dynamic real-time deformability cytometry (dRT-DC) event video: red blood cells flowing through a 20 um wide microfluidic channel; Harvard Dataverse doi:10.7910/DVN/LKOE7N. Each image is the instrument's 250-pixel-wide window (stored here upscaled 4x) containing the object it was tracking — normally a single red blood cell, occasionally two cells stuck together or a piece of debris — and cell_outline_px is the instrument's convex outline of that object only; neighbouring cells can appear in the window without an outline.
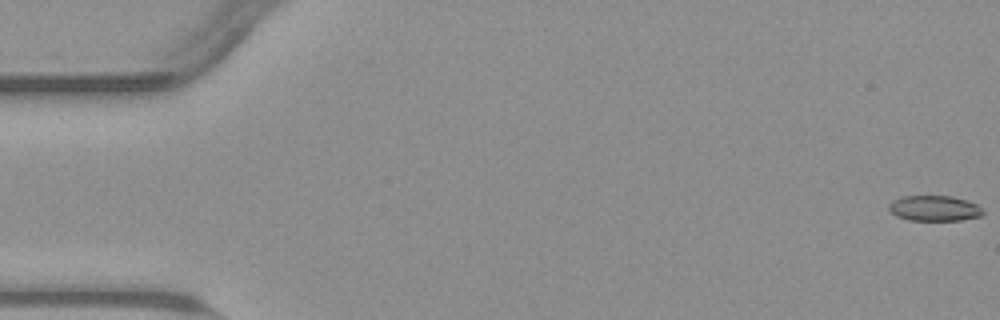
{"species": "common noctule bat (a hibernating species)", "species_latin": "Nyctalus noctula", "temperature_condition": "warm", "stored_images_in_passage": 55, "camera_frame_rate_fps": 3000, "um_per_image_px": 0.085, "animal": {"sex": "male", "body_mass_g": 23.1, "forearm_length_mm": 52.7}, "frame": {"image": 1, "passage_image": 1, "time_ms": 0.0, "image_size_px": [1000, 320], "cell_outline_px": [[984, 212], [980, 216], [960, 220], [908, 220], [896, 216], [888, 208], [888, 204], [892, 200], [900, 196], [952, 196], [976, 204]], "centroid_in_image_um": [79.36, 17.7], "position_along_channel_um": 5.6, "area_um2": 13.87}}
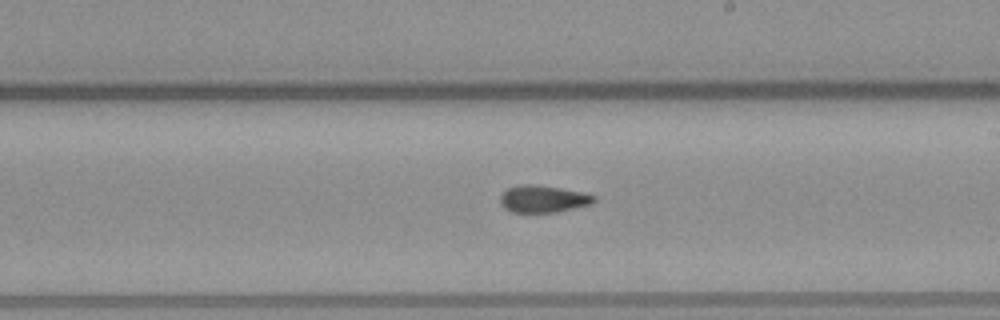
{"frame": {"image": 2, "passage_image": 32, "time_ms": 10.333, "image_size_px": [1000, 320], "cell_outline_px": [[596, 200], [592, 204], [556, 212], [512, 212], [504, 208], [500, 204], [500, 196], [508, 188], [520, 184], [532, 184], [560, 188], [584, 192], [596, 196]], "centroid_in_image_um": [46.17, 16.91], "position_along_channel_um": 242.8, "area_um2": 14.85}}
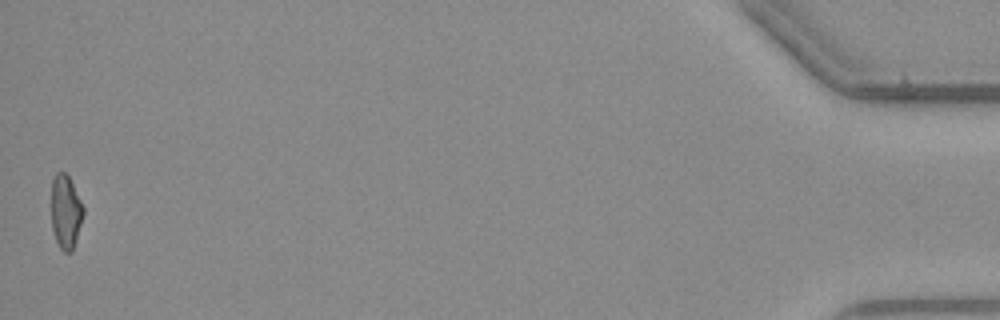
{"frame": {"image": 3, "passage_image": 55, "time_ms": 18.0, "image_size_px": [1000, 320], "cell_outline_px": [[84, 212], [72, 252], [64, 252], [60, 248], [56, 240], [52, 228], [52, 180], [56, 172], [64, 172], [68, 176], [84, 208]], "centroid_in_image_um": [5.58, 18.01], "position_along_channel_um": 429.6, "area_um2": 13.47}, "authors_computed_cell_mechanics": {"area_um2": 14.739, "velocity_mm_per_s": 3.8015, "shape_relaxation_time_tau1_ms": null, "shape_relaxation_time_tau2_ms": 4.0761, "deformation_change_tau1": null, "deformation_change_tau2": 0.0969}}